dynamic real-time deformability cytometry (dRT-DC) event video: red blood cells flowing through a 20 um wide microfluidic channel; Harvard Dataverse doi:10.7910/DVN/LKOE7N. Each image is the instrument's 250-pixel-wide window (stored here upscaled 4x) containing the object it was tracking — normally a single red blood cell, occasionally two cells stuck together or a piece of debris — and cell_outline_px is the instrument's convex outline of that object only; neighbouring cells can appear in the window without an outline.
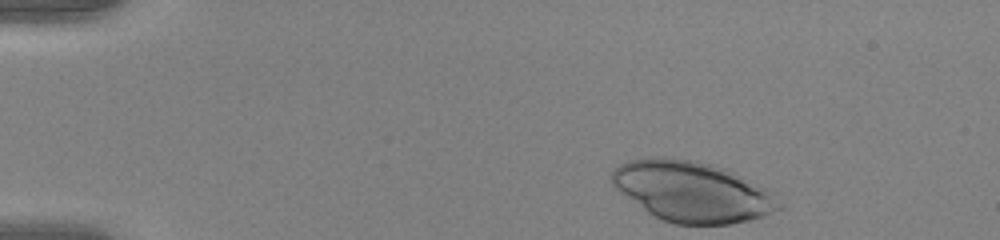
{"species": "human", "species_latin": "Homo sapiens", "temperature_condition": "warm", "stored_images_in_passage": 39, "camera_frame_rate_fps": 3000, "um_per_image_px": 0.085, "donor": {"sex": "female"}, "frame": {"image": 1, "passage_image": 1, "time_ms": 0.0, "image_size_px": [1000, 240], "cell_outline_px": [[780, 208], [764, 216], [752, 220], [732, 224], [672, 224], [660, 220], [648, 212], [620, 192], [612, 184], [612, 172], [620, 164], [628, 160], [652, 156], [664, 156], [696, 160], [712, 164], [736, 172], [768, 188], [780, 204]], "centroid_in_image_um": [58.85, 16.27], "position_along_channel_um": 26.2, "area_um2": 59.3}}